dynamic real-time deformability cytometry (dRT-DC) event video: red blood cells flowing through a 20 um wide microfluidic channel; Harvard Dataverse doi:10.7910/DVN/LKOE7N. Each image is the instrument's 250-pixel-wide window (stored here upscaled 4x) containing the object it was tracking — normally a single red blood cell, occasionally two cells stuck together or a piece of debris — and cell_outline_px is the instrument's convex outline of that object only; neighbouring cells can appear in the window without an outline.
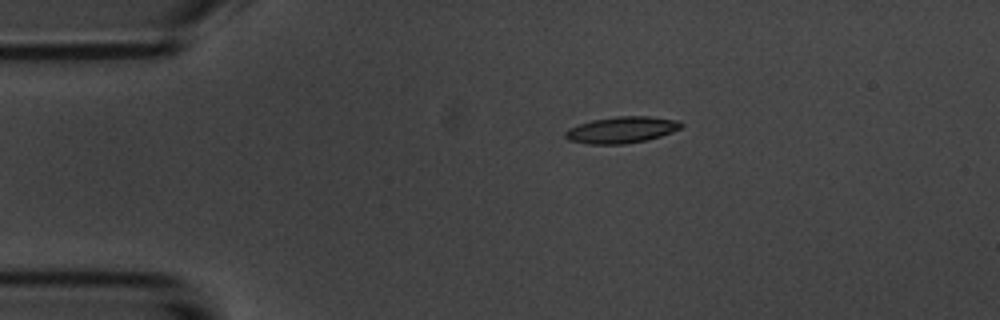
{"species": "common noctule bat (a hibernating species)", "species_latin": "Nyctalus noctula", "temperature_condition": "room temperature", "stored_images_in_passage": 2, "camera_frame_rate_fps": 3000, "um_per_image_px": 0.085, "animal": {"sex": "male", "body_mass_g": 20.1, "forearm_length_mm": 53.5}, "frame": {"image": 1, "passage_image": 2, "time_ms": 2.0, "image_size_px": [1000, 320], "cell_outline_px": [[684, 124], [680, 128], [672, 132], [648, 140], [624, 144], [588, 144], [568, 140], [564, 136], [564, 132], [568, 128], [592, 120], [616, 116], [648, 116], [680, 120]], "centroid_in_image_um": [52.84, 11.03], "position_along_channel_um": 32.2, "area_um2": 17.98}}